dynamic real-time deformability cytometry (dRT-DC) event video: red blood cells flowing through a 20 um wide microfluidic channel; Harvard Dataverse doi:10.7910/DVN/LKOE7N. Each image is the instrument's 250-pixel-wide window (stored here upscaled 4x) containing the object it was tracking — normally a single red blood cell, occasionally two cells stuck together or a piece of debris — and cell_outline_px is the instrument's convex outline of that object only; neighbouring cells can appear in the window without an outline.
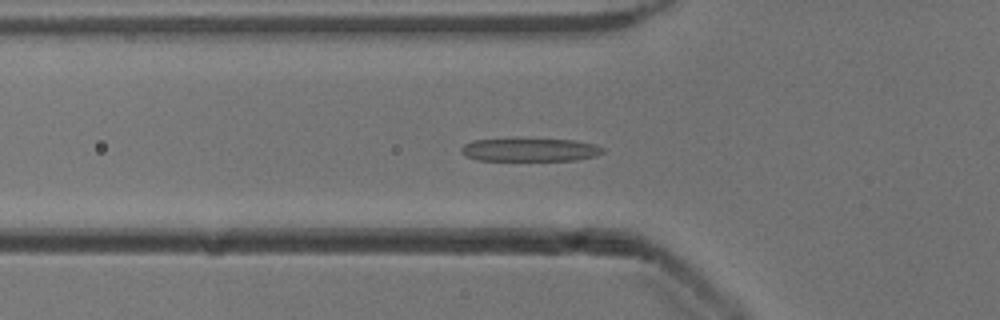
{"species": "common noctule bat (a hibernating species)", "species_latin": "Nyctalus noctula", "temperature_condition": "cold", "stored_images_in_passage": 52, "camera_frame_rate_fps": 3000, "um_per_image_px": 0.085, "animal": {"sex": "male", "body_mass_g": 13.3}, "frame": {"image": 1, "passage_image": 17, "time_ms": 5.333, "image_size_px": [1000, 320], "cell_outline_px": [[604, 152], [596, 156], [576, 160], [476, 160], [464, 156], [460, 152], [460, 148], [464, 144], [472, 140], [516, 136], [524, 136], [576, 140], [592, 144], [604, 148]], "centroid_in_image_um": [44.97, 12.67], "position_along_channel_um": 80.8, "area_um2": 20.4}}
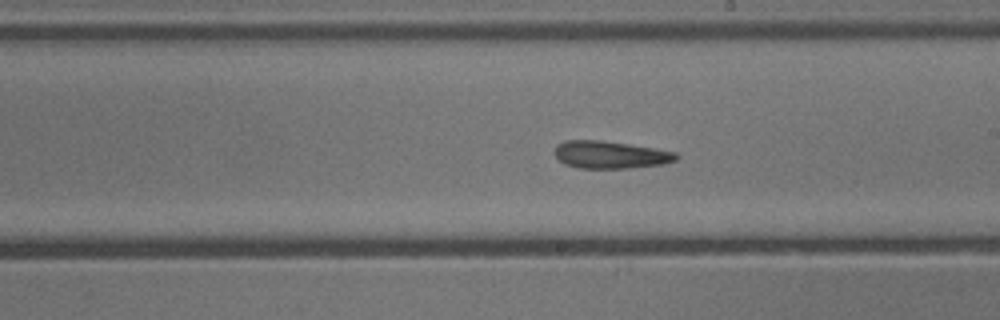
{"frame": {"image": 2, "passage_image": 29, "time_ms": 9.333, "image_size_px": [1000, 320], "cell_outline_px": [[680, 156], [676, 160], [664, 164], [628, 168], [580, 168], [564, 164], [556, 156], [556, 144], [564, 140], [600, 140], [628, 144], [676, 152]], "centroid_in_image_um": [51.88, 13.15], "position_along_channel_um": 237.1, "area_um2": 19.36}}
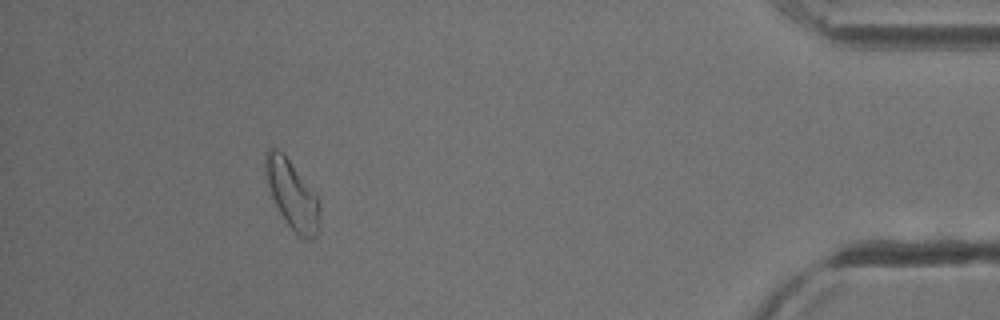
{"frame": {"image": 3, "passage_image": 47, "time_ms": 15.333, "image_size_px": [1000, 320], "cell_outline_px": [[320, 208], [316, 236], [312, 240], [308, 240], [300, 236], [288, 224], [280, 212], [272, 196], [264, 172], [264, 152], [268, 148], [276, 148], [288, 160], [320, 200]], "centroid_in_image_um": [24.81, 16.54], "position_along_channel_um": 410.4, "area_um2": 21.1}, "authors_computed_cell_mechanics": {"area_um2": 20.4034, "velocity_mm_per_s": 3.8881, "shape_relaxation_time_tau1_ms": 4.4854, "shape_relaxation_time_tau2_ms": 6.7431, "deformation_change_tau1": 0.166, "deformation_change_tau2": 0.1691}}